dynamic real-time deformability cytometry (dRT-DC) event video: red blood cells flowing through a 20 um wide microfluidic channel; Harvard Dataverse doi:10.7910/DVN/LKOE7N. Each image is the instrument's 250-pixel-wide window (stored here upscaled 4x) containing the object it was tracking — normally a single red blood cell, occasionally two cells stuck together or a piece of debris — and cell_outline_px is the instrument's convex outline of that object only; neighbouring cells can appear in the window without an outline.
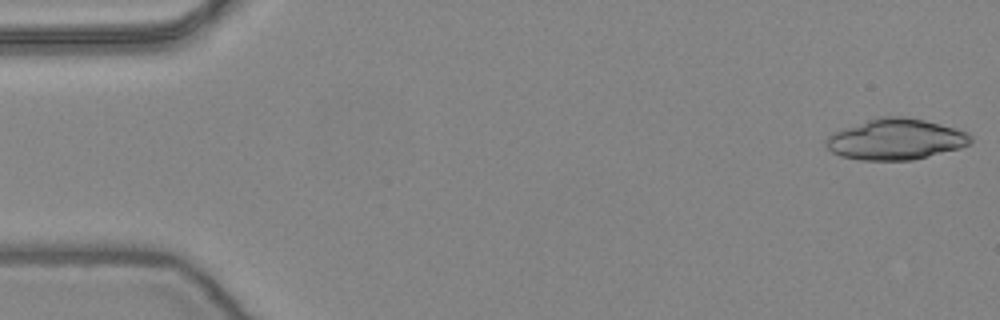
{"species": "common noctule bat (a hibernating species)", "species_latin": "Nyctalus noctula", "temperature_condition": "warm", "stored_images_in_passage": 17, "camera_frame_rate_fps": 3000, "um_per_image_px": 0.085, "animal": {"sex": "female", "body_mass_g": 24.6, "forearm_length_mm": 56.2}, "frame": {"image": 1, "passage_image": 1, "time_ms": 0.0, "image_size_px": [1000, 320], "cell_outline_px": [[972, 140], [968, 144], [960, 148], [912, 160], [860, 160], [840, 156], [832, 152], [824, 144], [824, 140], [828, 136], [836, 132], [868, 120], [880, 116], [904, 116], [924, 120], [940, 124], [968, 132], [972, 136]], "centroid_in_image_um": [76.14, 11.85], "position_along_channel_um": 8.9, "area_um2": 34.22}}
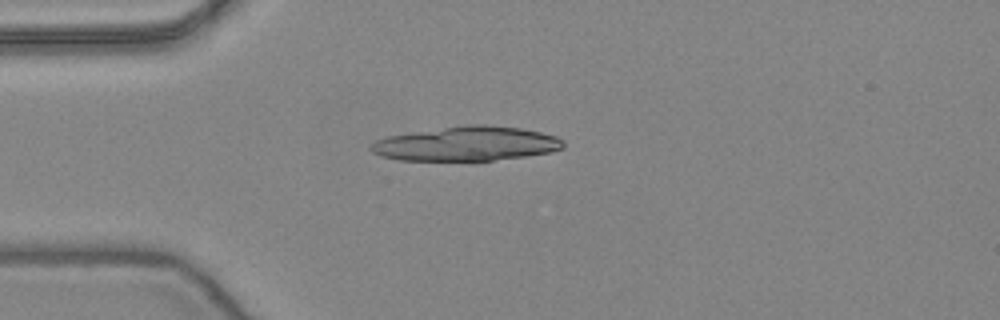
{"frame": {"image": 2, "passage_image": 13, "time_ms": 4.0, "image_size_px": [1000, 320], "cell_outline_px": [[564, 148], [552, 152], [524, 156], [492, 160], [400, 160], [380, 156], [372, 152], [368, 148], [376, 140], [388, 136], [472, 124], [484, 124], [520, 128], [540, 132], [556, 136], [564, 140]], "centroid_in_image_um": [39.69, 12.22], "position_along_channel_um": 45.3, "area_um2": 38.15}}